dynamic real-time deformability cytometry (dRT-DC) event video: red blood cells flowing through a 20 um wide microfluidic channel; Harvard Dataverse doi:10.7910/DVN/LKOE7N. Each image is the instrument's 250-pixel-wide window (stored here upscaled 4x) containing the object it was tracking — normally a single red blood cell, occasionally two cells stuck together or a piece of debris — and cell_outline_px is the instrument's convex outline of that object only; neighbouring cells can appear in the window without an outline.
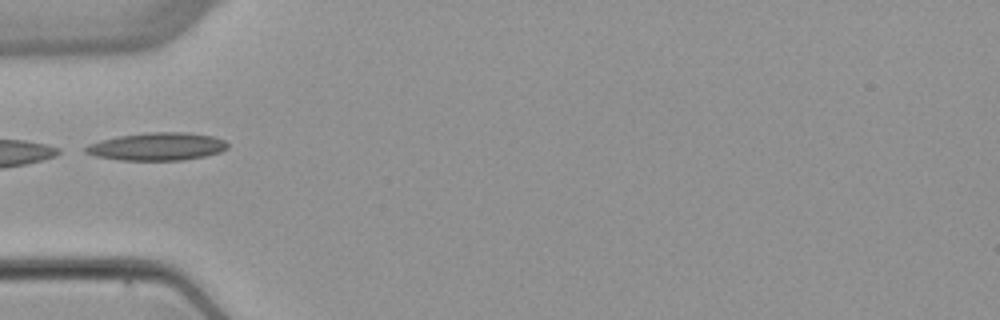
{"species": "common noctule bat (a hibernating species)", "species_latin": "Nyctalus noctula", "temperature_condition": "warm", "stored_images_in_passage": 5, "camera_frame_rate_fps": 3000, "um_per_image_px": 0.085, "animal": {"sex": "female", "body_mass_g": 22.7, "forearm_length_mm": 54.2}, "frame": {"image": 1, "passage_image": 5, "time_ms": 5.333, "image_size_px": [1000, 320], "cell_outline_px": [[228, 148], [220, 152], [204, 156], [184, 160], [120, 160], [96, 156], [84, 152], [84, 148], [88, 144], [100, 140], [116, 136], [148, 132], [184, 132], [212, 136], [224, 140], [228, 144]], "centroid_in_image_um": [13.33, 12.45], "position_along_channel_um": 71.7, "area_um2": 23.06}}